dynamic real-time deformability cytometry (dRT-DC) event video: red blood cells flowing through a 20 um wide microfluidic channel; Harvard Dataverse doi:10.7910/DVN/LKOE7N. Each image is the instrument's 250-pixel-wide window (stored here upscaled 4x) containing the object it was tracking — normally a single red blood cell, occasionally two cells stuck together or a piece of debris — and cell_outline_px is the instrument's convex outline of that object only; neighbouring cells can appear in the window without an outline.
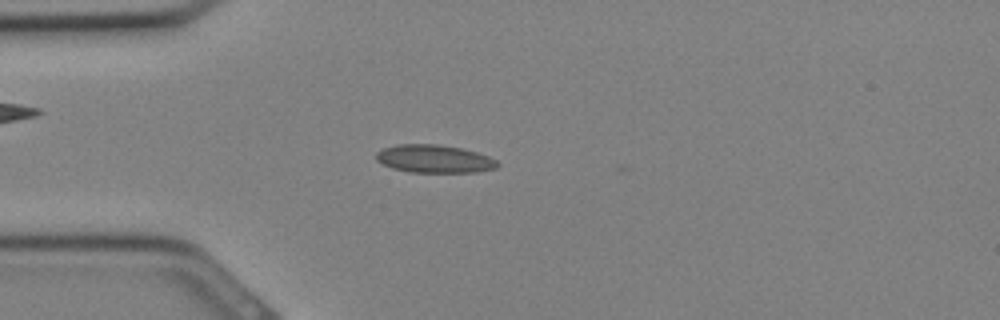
{"species": "Egyptian fruit bat (a non-hibernating species)", "species_latin": "Rousettus aegyptiacus", "temperature_condition": "cold", "stored_images_in_passage": 11, "camera_frame_rate_fps": 3000, "um_per_image_px": 0.085, "animal": {"sex": "female"}, "frame": {"image": 1, "passage_image": 8, "time_ms": 2.333, "image_size_px": [1000, 320], "cell_outline_px": [[500, 164], [496, 168], [476, 172], [408, 172], [392, 168], [376, 160], [376, 152], [384, 148], [396, 144], [436, 144], [460, 148], [476, 152], [488, 156], [496, 160]], "centroid_in_image_um": [36.9, 13.5], "position_along_channel_um": 48.1, "area_um2": 19.71}}
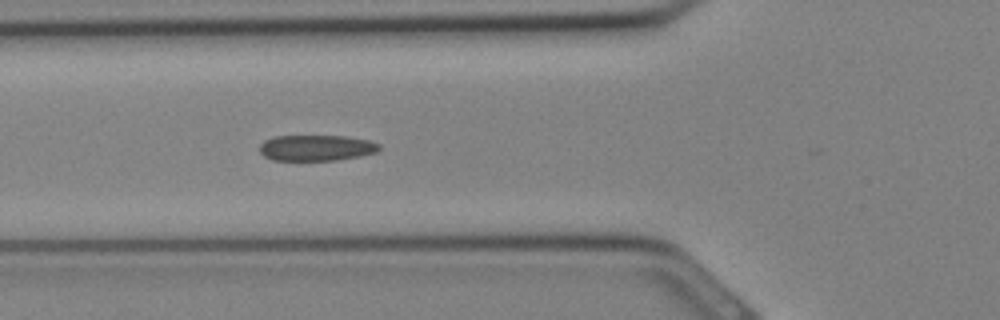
{"frame": {"image": 2, "passage_image": 11, "time_ms": 3.333, "image_size_px": [1000, 320], "cell_outline_px": [[380, 148], [376, 152], [360, 156], [336, 160], [272, 160], [264, 156], [260, 152], [260, 144], [264, 140], [276, 136], [348, 136], [368, 140], [380, 144]], "centroid_in_image_um": [26.89, 12.56], "position_along_channel_um": 98.9, "area_um2": 18.03}}